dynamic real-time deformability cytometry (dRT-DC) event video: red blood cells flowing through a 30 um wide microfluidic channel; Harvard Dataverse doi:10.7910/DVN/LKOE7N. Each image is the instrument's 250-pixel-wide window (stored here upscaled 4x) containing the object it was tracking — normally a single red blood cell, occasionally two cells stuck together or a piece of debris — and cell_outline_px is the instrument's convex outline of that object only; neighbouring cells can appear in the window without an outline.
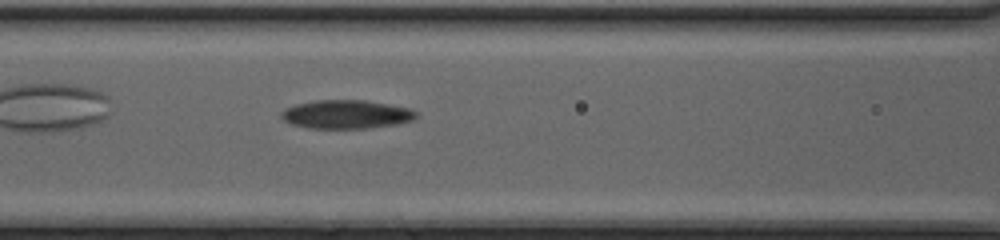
{"species": "common noctule bat (a hibernating species)", "species_latin": "Nyctalus noctula", "temperature_condition": "cold", "stored_images_in_passage": 31, "camera_frame_rate_fps": 3000, "um_per_image_px": 0.085, "animal": {"sex": "female", "body_mass_g": 20.0, "forearm_length_mm": 54.0}, "frame": {"image": 1, "passage_image": 10, "time_ms": 3.0, "image_size_px": [1000, 240], "cell_outline_px": [[416, 116], [412, 120], [396, 124], [372, 128], [308, 128], [292, 124], [284, 120], [280, 116], [280, 112], [284, 108], [296, 104], [316, 100], [364, 100], [408, 108], [416, 112]], "centroid_in_image_um": [29.38, 9.72], "position_along_channel_um": 137.2, "area_um2": 22.37}}
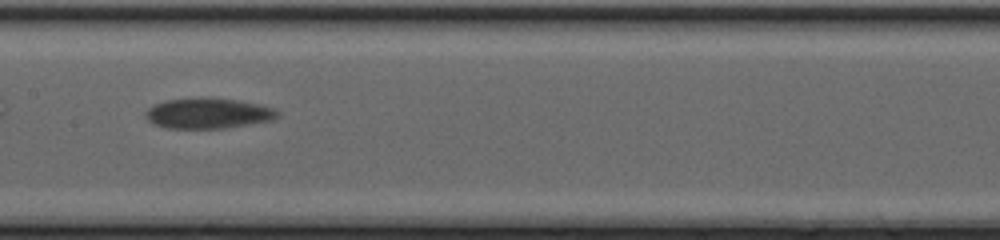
{"frame": {"image": 2, "passage_image": 14, "time_ms": 4.333, "image_size_px": [1000, 240], "cell_outline_px": [[280, 116], [272, 120], [252, 124], [224, 128], [164, 128], [148, 120], [144, 116], [144, 112], [148, 108], [156, 104], [168, 100], [208, 96], [240, 100], [260, 104], [272, 108], [280, 112]], "centroid_in_image_um": [17.72, 9.62], "position_along_channel_um": 189.7, "area_um2": 23.76}}